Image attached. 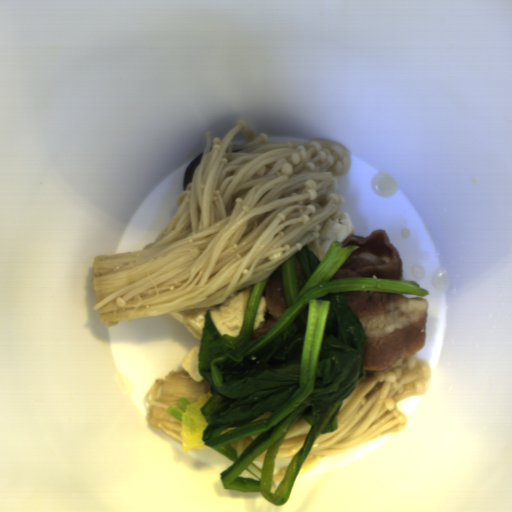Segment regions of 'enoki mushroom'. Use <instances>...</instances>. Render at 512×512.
I'll use <instances>...</instances> for the list:
<instances>
[{"instance_id":"cea9216a","label":"enoki mushroom","mask_w":512,"mask_h":512,"mask_svg":"<svg viewBox=\"0 0 512 512\" xmlns=\"http://www.w3.org/2000/svg\"><path fill=\"white\" fill-rule=\"evenodd\" d=\"M206 145L177 209L140 251L96 255L93 309L105 326L171 313L199 314L268 277L320 240L345 206L338 178L352 168L331 139L268 142L237 120Z\"/></svg>"},{"instance_id":"6285f825","label":"enoki mushroom","mask_w":512,"mask_h":512,"mask_svg":"<svg viewBox=\"0 0 512 512\" xmlns=\"http://www.w3.org/2000/svg\"><path fill=\"white\" fill-rule=\"evenodd\" d=\"M263 433H258V434H255V435H252V436H249L246 438H242V439L230 442V447H232L235 450L237 458H240L243 451Z\"/></svg>"},{"instance_id":"5e9bcc2f","label":"enoki mushroom","mask_w":512,"mask_h":512,"mask_svg":"<svg viewBox=\"0 0 512 512\" xmlns=\"http://www.w3.org/2000/svg\"><path fill=\"white\" fill-rule=\"evenodd\" d=\"M312 426L306 419L296 420L290 425L277 451L275 461L293 457L302 450Z\"/></svg>"},{"instance_id":"b455804f","label":"enoki mushroom","mask_w":512,"mask_h":512,"mask_svg":"<svg viewBox=\"0 0 512 512\" xmlns=\"http://www.w3.org/2000/svg\"><path fill=\"white\" fill-rule=\"evenodd\" d=\"M287 469L288 467H284L279 469L277 473L272 474L271 481L281 483L285 479Z\"/></svg>"},{"instance_id":"6f350940","label":"enoki mushroom","mask_w":512,"mask_h":512,"mask_svg":"<svg viewBox=\"0 0 512 512\" xmlns=\"http://www.w3.org/2000/svg\"><path fill=\"white\" fill-rule=\"evenodd\" d=\"M205 379L196 382L188 371H170L164 380L156 379L150 386L146 399L148 412L146 421L149 426L163 432L176 443L182 445L183 436L181 420L166 410L175 406L181 398H186L191 404L209 392Z\"/></svg>"},{"instance_id":"e4ef593a","label":"enoki mushroom","mask_w":512,"mask_h":512,"mask_svg":"<svg viewBox=\"0 0 512 512\" xmlns=\"http://www.w3.org/2000/svg\"><path fill=\"white\" fill-rule=\"evenodd\" d=\"M266 450H264L262 453H260L257 457H255L253 460H255L256 462H263L264 459H265V455H266Z\"/></svg>"},{"instance_id":"6df1b440","label":"enoki mushroom","mask_w":512,"mask_h":512,"mask_svg":"<svg viewBox=\"0 0 512 512\" xmlns=\"http://www.w3.org/2000/svg\"><path fill=\"white\" fill-rule=\"evenodd\" d=\"M432 368L422 358L402 356L390 371H367L343 401L336 428L316 437L298 474L317 463L385 434L403 430L407 417L397 410L399 401L424 395L431 383Z\"/></svg>"}]
</instances>
